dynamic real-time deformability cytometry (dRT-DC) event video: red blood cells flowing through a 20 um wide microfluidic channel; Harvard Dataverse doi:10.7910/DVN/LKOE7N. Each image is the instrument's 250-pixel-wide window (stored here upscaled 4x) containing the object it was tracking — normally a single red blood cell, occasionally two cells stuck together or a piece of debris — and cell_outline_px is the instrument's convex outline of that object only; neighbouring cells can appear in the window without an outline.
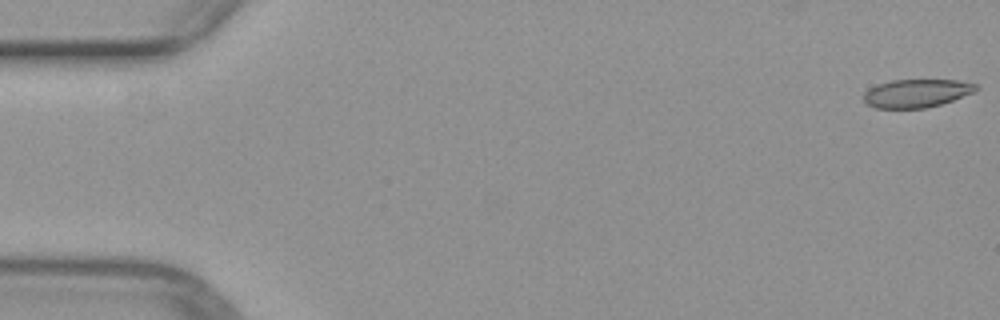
{"species": "common noctule bat (a hibernating species)", "species_latin": "Nyctalus noctula", "temperature_condition": "warm", "stored_images_in_passage": 51, "camera_frame_rate_fps": 3000, "um_per_image_px": 0.085, "animal": {"sex": "female", "body_mass_g": 29.2, "forearm_length_mm": 56.3}, "frame": {"image": 1, "passage_image": 1, "time_ms": 0.0, "image_size_px": [1000, 320], "cell_outline_px": [[980, 88], [976, 92], [940, 104], [924, 108], [876, 108], [868, 104], [864, 100], [864, 92], [868, 88], [892, 80], [960, 80], [976, 84]], "centroid_in_image_um": [77.94, 7.92], "position_along_channel_um": 7.1, "area_um2": 18.44}}
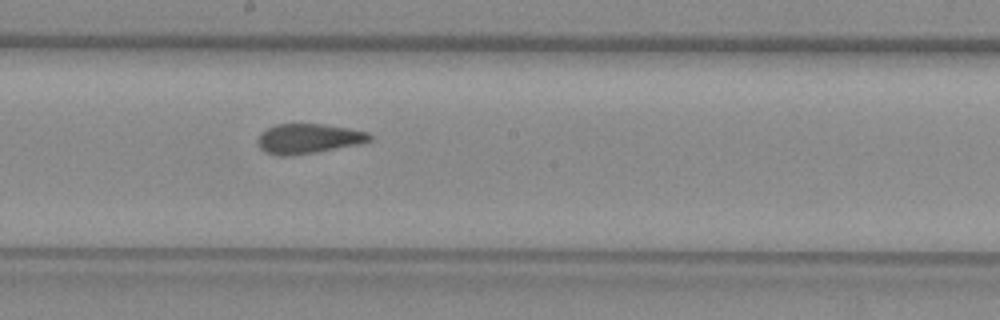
{"frame": {"image": 2, "passage_image": 28, "time_ms": 9.0, "image_size_px": [1000, 320], "cell_outline_px": [[372, 140], [356, 144], [312, 152], [288, 156], [276, 156], [260, 148], [256, 140], [260, 132], [276, 124], [324, 124], [348, 128], [368, 132], [372, 136]], "centroid_in_image_um": [26.16, 11.77], "position_along_channel_um": 222.0, "area_um2": 19.19}}
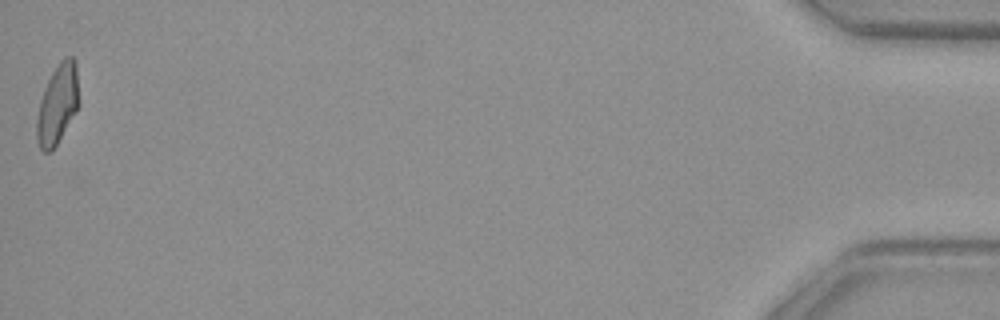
{"frame": {"image": 3, "passage_image": 51, "time_ms": 16.667, "image_size_px": [1000, 320], "cell_outline_px": [[80, 104], [76, 112], [52, 152], [44, 152], [40, 148], [36, 140], [36, 120], [40, 100], [44, 88], [52, 72], [60, 60], [64, 56], [72, 56], [76, 60]], "centroid_in_image_um": [4.9, 8.84], "position_along_channel_um": 430.3, "area_um2": 20.0}}